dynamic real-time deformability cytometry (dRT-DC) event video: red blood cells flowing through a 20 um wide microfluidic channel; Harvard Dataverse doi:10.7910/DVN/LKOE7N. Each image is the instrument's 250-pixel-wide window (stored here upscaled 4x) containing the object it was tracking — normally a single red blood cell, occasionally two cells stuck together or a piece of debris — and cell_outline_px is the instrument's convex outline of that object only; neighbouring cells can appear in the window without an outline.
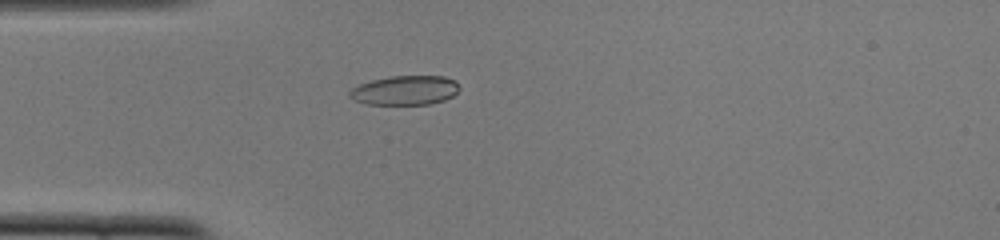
{"species": "common noctule bat (a hibernating species)", "species_latin": "Nyctalus noctula", "temperature_condition": "cold", "stored_images_in_passage": 51, "camera_frame_rate_fps": 3000, "um_per_image_px": 0.085, "animal": {"sex": "female", "body_mass_g": 22.0, "forearm_length_mm": 56.7}, "frame": {"image": 1, "passage_image": 14, "time_ms": 4.333, "image_size_px": [1000, 240], "cell_outline_px": [[460, 88], [452, 96], [444, 100], [428, 104], [364, 104], [352, 100], [348, 96], [348, 92], [352, 88], [360, 84], [372, 80], [388, 76], [444, 76], [456, 80]], "centroid_in_image_um": [34.4, 7.67], "position_along_channel_um": 50.6, "area_um2": 18.9}}
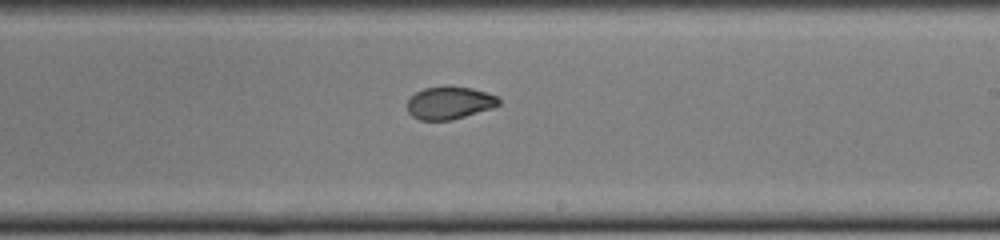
{"frame": {"image": 2, "passage_image": 30, "time_ms": 9.667, "image_size_px": [1000, 240], "cell_outline_px": [[500, 104], [492, 108], [452, 120], [420, 120], [412, 116], [408, 112], [408, 100], [416, 92], [424, 88], [472, 88], [496, 96], [500, 100]], "centroid_in_image_um": [38.2, 8.78], "position_along_channel_um": 250.8, "area_um2": 16.88}}
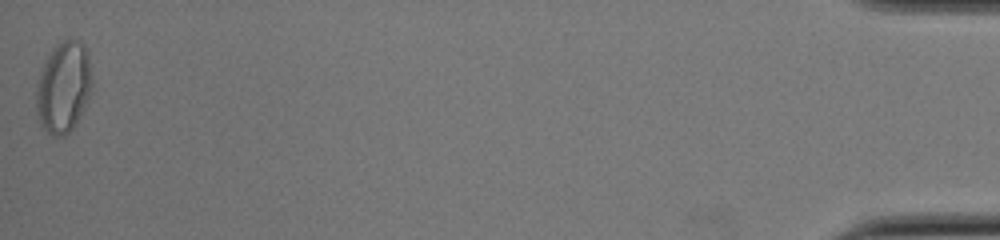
{"frame": {"image": 3, "passage_image": 51, "time_ms": 16.667, "image_size_px": [1000, 240], "cell_outline_px": [[92, 92], [76, 124], [64, 136], [52, 136], [40, 124], [36, 112], [36, 88], [40, 72], [44, 60], [52, 48], [60, 40], [72, 36], [80, 40], [88, 48], [92, 80]], "centroid_in_image_um": [5.42, 7.34], "position_along_channel_um": 429.8, "area_um2": 30.46}, "authors_computed_cell_mechanics": {"area_um2": 18.496, "velocity_mm_per_s": 3.9163, "shape_relaxation_time_tau1_ms": 9.3882, "shape_relaxation_time_tau2_ms": 1.1426, "deformation_change_tau1": 0.2316, "deformation_change_tau2": 0.0477}}